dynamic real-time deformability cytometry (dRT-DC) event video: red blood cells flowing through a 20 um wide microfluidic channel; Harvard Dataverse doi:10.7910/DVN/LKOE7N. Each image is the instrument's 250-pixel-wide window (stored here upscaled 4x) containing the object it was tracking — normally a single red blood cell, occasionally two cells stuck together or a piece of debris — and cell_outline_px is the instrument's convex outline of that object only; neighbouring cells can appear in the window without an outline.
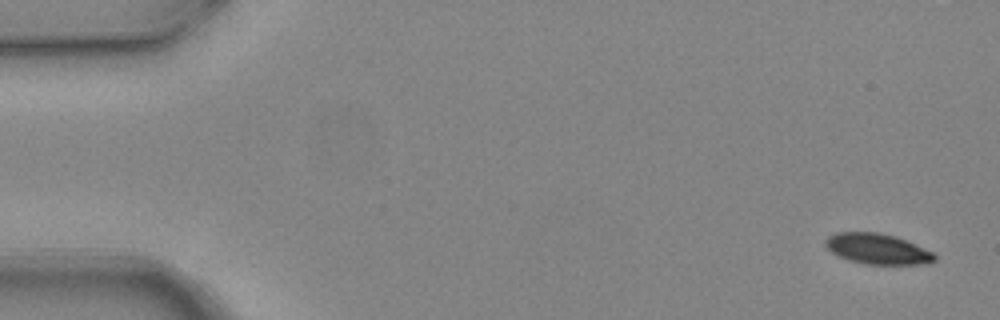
{"species": "common noctule bat (a hibernating species)", "species_latin": "Nyctalus noctula", "temperature_condition": "warm", "stored_images_in_passage": 5, "camera_frame_rate_fps": 3000, "um_per_image_px": 0.085, "animal": {"sex": "female", "body_mass_g": 24.6, "forearm_length_mm": 56.2}, "frame": {"image": 1, "passage_image": 1, "time_ms": 0.0, "image_size_px": [1000, 320], "cell_outline_px": [[936, 260], [924, 264], [864, 264], [848, 260], [836, 256], [824, 244], [824, 240], [828, 236], [836, 232], [880, 232], [896, 236], [932, 252], [936, 256]], "centroid_in_image_um": [74.53, 21.15], "position_along_channel_um": 10.5, "area_um2": 19.48}}
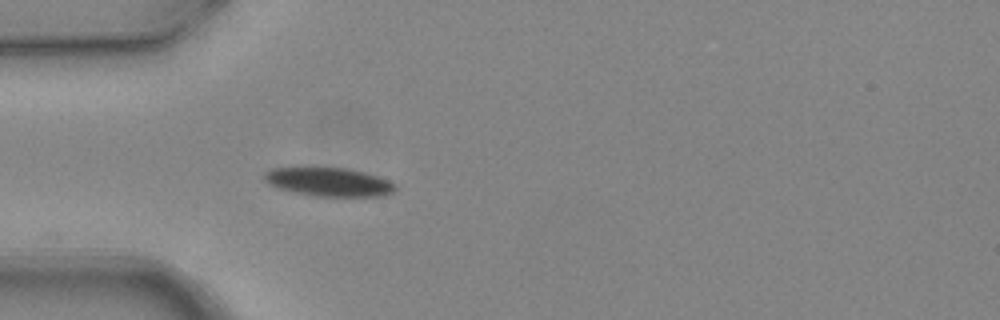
{"frame": {"image": 2, "passage_image": 5, "time_ms": 1.333, "image_size_px": [1000, 320], "cell_outline_px": [[396, 188], [392, 192], [384, 196], [316, 196], [276, 188], [268, 184], [264, 180], [264, 172], [272, 168], [344, 168], [364, 172], [388, 180], [396, 184]], "centroid_in_image_um": [27.94, 15.47], "position_along_channel_um": 57.1, "area_um2": 21.68}}